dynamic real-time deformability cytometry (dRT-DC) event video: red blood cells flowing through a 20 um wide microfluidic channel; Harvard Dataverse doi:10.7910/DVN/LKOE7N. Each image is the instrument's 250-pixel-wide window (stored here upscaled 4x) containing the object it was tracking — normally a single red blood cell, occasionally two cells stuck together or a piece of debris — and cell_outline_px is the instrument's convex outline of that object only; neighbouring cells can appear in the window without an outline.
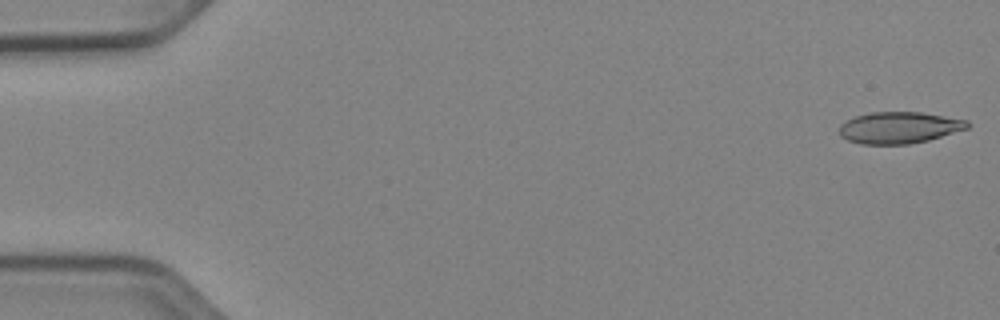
{"species": "Egyptian fruit bat (a non-hibernating species)", "species_latin": "Rousettus aegyptiacus", "temperature_condition": "cold", "stored_images_in_passage": 52, "segment_of_instrument_passage": [1, 2], "camera_frame_rate_fps": 3000, "um_per_image_px": 0.085, "animal": {"sex": "female"}, "frame": {"image": 1, "passage_image": 1, "time_ms": 0.0, "image_size_px": [1000, 320], "cell_outline_px": [[968, 128], [928, 140], [908, 144], [860, 144], [848, 140], [840, 136], [840, 124], [856, 116], [872, 112], [920, 112], [968, 120]], "centroid_in_image_um": [76.41, 10.85], "position_along_channel_um": 8.6, "area_um2": 23.35}}
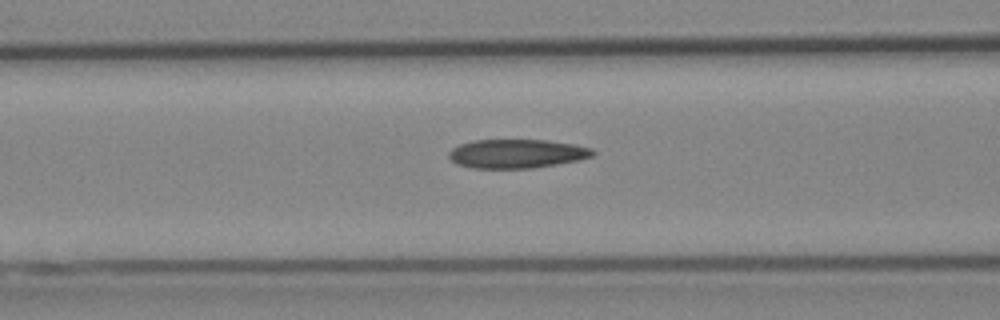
{"frame": {"image": 2, "passage_image": 21, "time_ms": 6.667, "image_size_px": [1000, 320], "cell_outline_px": [[596, 152], [592, 156], [580, 160], [532, 168], [472, 168], [456, 164], [448, 156], [448, 152], [452, 148], [460, 144], [472, 140], [548, 140], [572, 144], [592, 148]], "centroid_in_image_um": [43.91, 13.06], "position_along_channel_um": 122.7, "area_um2": 24.28}}
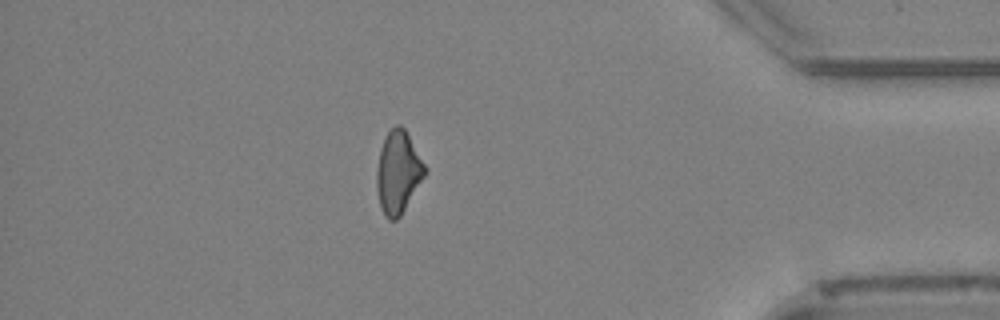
{"frame": {"image": 3, "passage_image": 45, "time_ms": 14.667, "image_size_px": [1000, 320], "cell_outline_px": [[428, 172], [400, 216], [396, 220], [388, 220], [384, 216], [380, 208], [376, 188], [376, 172], [380, 148], [388, 132], [396, 124], [400, 124], [404, 128], [428, 168]], "centroid_in_image_um": [33.84, 14.66], "position_along_channel_um": 401.4, "area_um2": 23.41}}